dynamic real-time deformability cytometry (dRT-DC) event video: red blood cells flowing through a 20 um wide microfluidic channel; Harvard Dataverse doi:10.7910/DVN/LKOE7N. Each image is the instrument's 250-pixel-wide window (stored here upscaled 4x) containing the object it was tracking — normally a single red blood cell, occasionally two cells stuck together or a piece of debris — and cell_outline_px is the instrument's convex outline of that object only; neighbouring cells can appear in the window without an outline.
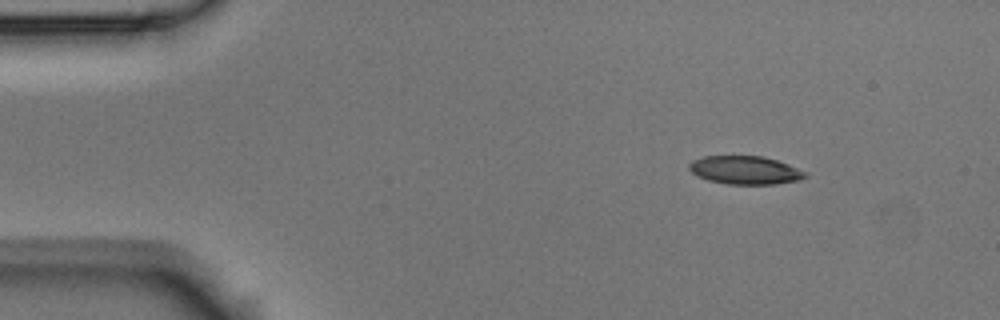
{"species": "Egyptian fruit bat (a non-hibernating species)", "species_latin": "Rousettus aegyptiacus", "temperature_condition": "room temperature", "stored_images_in_passage": 50, "camera_frame_rate_fps": 3000, "um_per_image_px": 0.085, "animal": {"sex": "male"}, "frame": {"image": 1, "passage_image": 1, "time_ms": 0.0, "image_size_px": [1000, 320], "cell_outline_px": [[808, 176], [800, 180], [776, 184], [728, 184], [708, 180], [696, 176], [688, 168], [688, 164], [692, 160], [704, 156], [764, 156], [788, 164], [808, 172]], "centroid_in_image_um": [63.34, 14.46], "position_along_channel_um": 21.7, "area_um2": 19.31}}
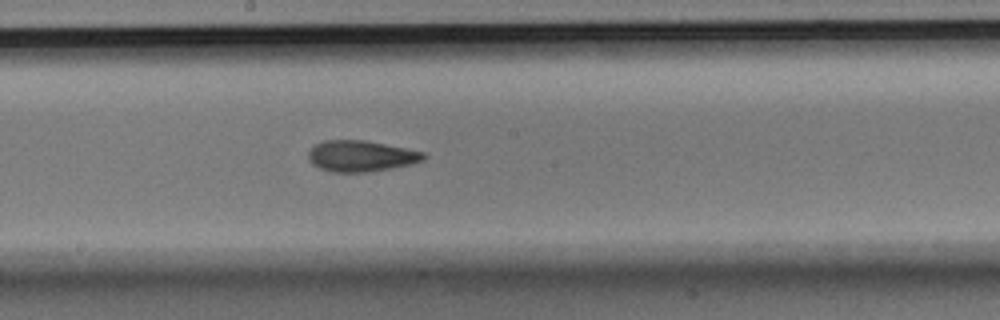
{"frame": {"image": 2, "passage_image": 24, "time_ms": 7.667, "image_size_px": [1000, 320], "cell_outline_px": [[428, 156], [424, 160], [412, 164], [392, 168], [368, 172], [332, 172], [320, 168], [312, 164], [308, 160], [308, 152], [316, 144], [324, 140], [364, 140], [424, 152]], "centroid_in_image_um": [30.69, 13.27], "position_along_channel_um": 217.5, "area_um2": 20.87}}
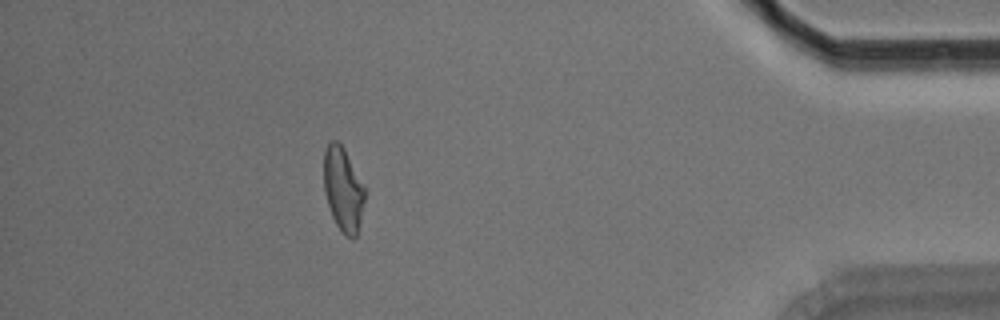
{"frame": {"image": 3, "passage_image": 44, "time_ms": 14.333, "image_size_px": [1000, 320], "cell_outline_px": [[364, 200], [360, 220], [356, 236], [352, 240], [344, 236], [336, 224], [332, 216], [324, 192], [324, 152], [328, 140], [336, 140], [344, 148], [364, 184]], "centroid_in_image_um": [29.15, 16.08], "position_along_channel_um": 406.0, "area_um2": 20.11}, "authors_computed_cell_mechanics": {"area_um2": 20.6346, "velocity_mm_per_s": 3.5566, "shape_relaxation_time_tau1_ms": 8.5961, "shape_relaxation_time_tau2_ms": 3.6109, "deformation_change_tau1": 0.2031, "deformation_change_tau2": 0.1212}}